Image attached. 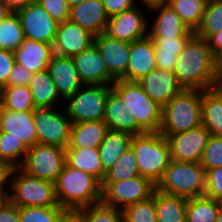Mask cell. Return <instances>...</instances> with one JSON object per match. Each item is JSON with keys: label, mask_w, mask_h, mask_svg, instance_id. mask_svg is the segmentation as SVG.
I'll return each mask as SVG.
<instances>
[{"label": "cell", "mask_w": 222, "mask_h": 222, "mask_svg": "<svg viewBox=\"0 0 222 222\" xmlns=\"http://www.w3.org/2000/svg\"><path fill=\"white\" fill-rule=\"evenodd\" d=\"M174 74L184 89L216 88V58L208 41L194 34L177 57Z\"/></svg>", "instance_id": "6da1fadb"}, {"label": "cell", "mask_w": 222, "mask_h": 222, "mask_svg": "<svg viewBox=\"0 0 222 222\" xmlns=\"http://www.w3.org/2000/svg\"><path fill=\"white\" fill-rule=\"evenodd\" d=\"M59 206L66 211H78L102 200L101 182L93 175L70 167L67 163L55 181Z\"/></svg>", "instance_id": "7a4b0ae2"}, {"label": "cell", "mask_w": 222, "mask_h": 222, "mask_svg": "<svg viewBox=\"0 0 222 222\" xmlns=\"http://www.w3.org/2000/svg\"><path fill=\"white\" fill-rule=\"evenodd\" d=\"M202 124V90L183 89L162 108L161 135H173Z\"/></svg>", "instance_id": "3957f363"}, {"label": "cell", "mask_w": 222, "mask_h": 222, "mask_svg": "<svg viewBox=\"0 0 222 222\" xmlns=\"http://www.w3.org/2000/svg\"><path fill=\"white\" fill-rule=\"evenodd\" d=\"M131 147L135 152L140 176L155 185L162 179L171 161L170 145L159 132L133 135Z\"/></svg>", "instance_id": "277c9868"}, {"label": "cell", "mask_w": 222, "mask_h": 222, "mask_svg": "<svg viewBox=\"0 0 222 222\" xmlns=\"http://www.w3.org/2000/svg\"><path fill=\"white\" fill-rule=\"evenodd\" d=\"M156 189L186 199L205 195L206 170L200 162L171 160Z\"/></svg>", "instance_id": "5b68a950"}, {"label": "cell", "mask_w": 222, "mask_h": 222, "mask_svg": "<svg viewBox=\"0 0 222 222\" xmlns=\"http://www.w3.org/2000/svg\"><path fill=\"white\" fill-rule=\"evenodd\" d=\"M112 88L121 96L143 132L160 131L162 107L145 93L137 81L119 79L112 84Z\"/></svg>", "instance_id": "8992f818"}, {"label": "cell", "mask_w": 222, "mask_h": 222, "mask_svg": "<svg viewBox=\"0 0 222 222\" xmlns=\"http://www.w3.org/2000/svg\"><path fill=\"white\" fill-rule=\"evenodd\" d=\"M14 172L20 173L13 178L12 183H8L13 191L8 195L11 203L18 207L59 206L54 183L32 177L20 168H14Z\"/></svg>", "instance_id": "52a82bcc"}, {"label": "cell", "mask_w": 222, "mask_h": 222, "mask_svg": "<svg viewBox=\"0 0 222 222\" xmlns=\"http://www.w3.org/2000/svg\"><path fill=\"white\" fill-rule=\"evenodd\" d=\"M84 86L66 99L69 102L65 111L72 124L104 120L106 101L112 85Z\"/></svg>", "instance_id": "ba28073f"}, {"label": "cell", "mask_w": 222, "mask_h": 222, "mask_svg": "<svg viewBox=\"0 0 222 222\" xmlns=\"http://www.w3.org/2000/svg\"><path fill=\"white\" fill-rule=\"evenodd\" d=\"M101 186V202L119 210L149 199L156 189L150 179L140 175L121 181H102Z\"/></svg>", "instance_id": "9c48e42d"}, {"label": "cell", "mask_w": 222, "mask_h": 222, "mask_svg": "<svg viewBox=\"0 0 222 222\" xmlns=\"http://www.w3.org/2000/svg\"><path fill=\"white\" fill-rule=\"evenodd\" d=\"M66 165V148L37 143L28 151L19 167L28 175L55 183Z\"/></svg>", "instance_id": "30bf717a"}, {"label": "cell", "mask_w": 222, "mask_h": 222, "mask_svg": "<svg viewBox=\"0 0 222 222\" xmlns=\"http://www.w3.org/2000/svg\"><path fill=\"white\" fill-rule=\"evenodd\" d=\"M55 108H35L33 111L37 142L66 148L70 142L72 123L66 111L63 115Z\"/></svg>", "instance_id": "8fae6325"}, {"label": "cell", "mask_w": 222, "mask_h": 222, "mask_svg": "<svg viewBox=\"0 0 222 222\" xmlns=\"http://www.w3.org/2000/svg\"><path fill=\"white\" fill-rule=\"evenodd\" d=\"M15 13L25 38L53 45L59 23L38 2H32Z\"/></svg>", "instance_id": "7c38bea8"}, {"label": "cell", "mask_w": 222, "mask_h": 222, "mask_svg": "<svg viewBox=\"0 0 222 222\" xmlns=\"http://www.w3.org/2000/svg\"><path fill=\"white\" fill-rule=\"evenodd\" d=\"M162 136L166 137L169 142L171 160L200 162L211 134L201 124L184 132Z\"/></svg>", "instance_id": "4fadbf2b"}, {"label": "cell", "mask_w": 222, "mask_h": 222, "mask_svg": "<svg viewBox=\"0 0 222 222\" xmlns=\"http://www.w3.org/2000/svg\"><path fill=\"white\" fill-rule=\"evenodd\" d=\"M136 5L109 17L105 33L110 37L132 43L148 36L149 23Z\"/></svg>", "instance_id": "5bb4252c"}, {"label": "cell", "mask_w": 222, "mask_h": 222, "mask_svg": "<svg viewBox=\"0 0 222 222\" xmlns=\"http://www.w3.org/2000/svg\"><path fill=\"white\" fill-rule=\"evenodd\" d=\"M95 36L80 25L66 20L59 23L53 43V53L74 57L94 44Z\"/></svg>", "instance_id": "9a60e30c"}, {"label": "cell", "mask_w": 222, "mask_h": 222, "mask_svg": "<svg viewBox=\"0 0 222 222\" xmlns=\"http://www.w3.org/2000/svg\"><path fill=\"white\" fill-rule=\"evenodd\" d=\"M73 60L84 85H112L116 81L94 44L74 56Z\"/></svg>", "instance_id": "2e32d148"}, {"label": "cell", "mask_w": 222, "mask_h": 222, "mask_svg": "<svg viewBox=\"0 0 222 222\" xmlns=\"http://www.w3.org/2000/svg\"><path fill=\"white\" fill-rule=\"evenodd\" d=\"M94 45L106 62L110 74L116 80L122 79L126 74L131 43L110 37L103 32L95 36Z\"/></svg>", "instance_id": "e0dca14e"}, {"label": "cell", "mask_w": 222, "mask_h": 222, "mask_svg": "<svg viewBox=\"0 0 222 222\" xmlns=\"http://www.w3.org/2000/svg\"><path fill=\"white\" fill-rule=\"evenodd\" d=\"M47 71L56 86L59 96L64 101L84 85L79 77L73 57L53 54L48 63Z\"/></svg>", "instance_id": "ac0fdd59"}, {"label": "cell", "mask_w": 222, "mask_h": 222, "mask_svg": "<svg viewBox=\"0 0 222 222\" xmlns=\"http://www.w3.org/2000/svg\"><path fill=\"white\" fill-rule=\"evenodd\" d=\"M138 83L145 93L162 108L184 88L174 72L156 68L141 78Z\"/></svg>", "instance_id": "d6986e66"}, {"label": "cell", "mask_w": 222, "mask_h": 222, "mask_svg": "<svg viewBox=\"0 0 222 222\" xmlns=\"http://www.w3.org/2000/svg\"><path fill=\"white\" fill-rule=\"evenodd\" d=\"M154 69H156V58L152 38L148 35L132 42L126 74L122 80L138 82Z\"/></svg>", "instance_id": "ffe728a7"}, {"label": "cell", "mask_w": 222, "mask_h": 222, "mask_svg": "<svg viewBox=\"0 0 222 222\" xmlns=\"http://www.w3.org/2000/svg\"><path fill=\"white\" fill-rule=\"evenodd\" d=\"M0 132H7V136L21 139L28 148L38 143L33 111L15 112L0 104Z\"/></svg>", "instance_id": "44dd1931"}, {"label": "cell", "mask_w": 222, "mask_h": 222, "mask_svg": "<svg viewBox=\"0 0 222 222\" xmlns=\"http://www.w3.org/2000/svg\"><path fill=\"white\" fill-rule=\"evenodd\" d=\"M69 20L96 36L105 32L109 16L102 0H85L70 7Z\"/></svg>", "instance_id": "7402d4cb"}, {"label": "cell", "mask_w": 222, "mask_h": 222, "mask_svg": "<svg viewBox=\"0 0 222 222\" xmlns=\"http://www.w3.org/2000/svg\"><path fill=\"white\" fill-rule=\"evenodd\" d=\"M103 121L111 130L127 132L131 135L144 133L137 126L134 115L129 112L121 96L113 88L108 94Z\"/></svg>", "instance_id": "603a6c76"}, {"label": "cell", "mask_w": 222, "mask_h": 222, "mask_svg": "<svg viewBox=\"0 0 222 222\" xmlns=\"http://www.w3.org/2000/svg\"><path fill=\"white\" fill-rule=\"evenodd\" d=\"M53 54L51 44L28 38H24L20 46L13 51L15 63L32 73L47 69Z\"/></svg>", "instance_id": "cb8c5ba5"}, {"label": "cell", "mask_w": 222, "mask_h": 222, "mask_svg": "<svg viewBox=\"0 0 222 222\" xmlns=\"http://www.w3.org/2000/svg\"><path fill=\"white\" fill-rule=\"evenodd\" d=\"M158 10L156 18L150 29L148 35L150 37H192L195 32L191 31L177 13L168 5H157L149 8V10Z\"/></svg>", "instance_id": "d4e9b609"}, {"label": "cell", "mask_w": 222, "mask_h": 222, "mask_svg": "<svg viewBox=\"0 0 222 222\" xmlns=\"http://www.w3.org/2000/svg\"><path fill=\"white\" fill-rule=\"evenodd\" d=\"M108 130L103 120L73 123L66 148H98Z\"/></svg>", "instance_id": "484cf974"}, {"label": "cell", "mask_w": 222, "mask_h": 222, "mask_svg": "<svg viewBox=\"0 0 222 222\" xmlns=\"http://www.w3.org/2000/svg\"><path fill=\"white\" fill-rule=\"evenodd\" d=\"M66 163L96 177L101 183L106 176L98 148H66Z\"/></svg>", "instance_id": "4316f807"}, {"label": "cell", "mask_w": 222, "mask_h": 222, "mask_svg": "<svg viewBox=\"0 0 222 222\" xmlns=\"http://www.w3.org/2000/svg\"><path fill=\"white\" fill-rule=\"evenodd\" d=\"M202 124L211 135L222 137V88L202 90Z\"/></svg>", "instance_id": "83f0119b"}, {"label": "cell", "mask_w": 222, "mask_h": 222, "mask_svg": "<svg viewBox=\"0 0 222 222\" xmlns=\"http://www.w3.org/2000/svg\"><path fill=\"white\" fill-rule=\"evenodd\" d=\"M133 135L109 129L98 147L101 163L107 172L131 146Z\"/></svg>", "instance_id": "f1b7e54d"}, {"label": "cell", "mask_w": 222, "mask_h": 222, "mask_svg": "<svg viewBox=\"0 0 222 222\" xmlns=\"http://www.w3.org/2000/svg\"><path fill=\"white\" fill-rule=\"evenodd\" d=\"M154 42L156 68L174 72L177 57L191 37H151Z\"/></svg>", "instance_id": "f546056e"}, {"label": "cell", "mask_w": 222, "mask_h": 222, "mask_svg": "<svg viewBox=\"0 0 222 222\" xmlns=\"http://www.w3.org/2000/svg\"><path fill=\"white\" fill-rule=\"evenodd\" d=\"M157 222H186L187 199L154 190Z\"/></svg>", "instance_id": "4dcf8cb0"}, {"label": "cell", "mask_w": 222, "mask_h": 222, "mask_svg": "<svg viewBox=\"0 0 222 222\" xmlns=\"http://www.w3.org/2000/svg\"><path fill=\"white\" fill-rule=\"evenodd\" d=\"M28 87L32 93L34 105L36 108L55 107L60 99L56 86L47 69L33 73Z\"/></svg>", "instance_id": "1f68e13d"}, {"label": "cell", "mask_w": 222, "mask_h": 222, "mask_svg": "<svg viewBox=\"0 0 222 222\" xmlns=\"http://www.w3.org/2000/svg\"><path fill=\"white\" fill-rule=\"evenodd\" d=\"M221 202L205 195L187 199L186 222H215Z\"/></svg>", "instance_id": "d6a6232c"}, {"label": "cell", "mask_w": 222, "mask_h": 222, "mask_svg": "<svg viewBox=\"0 0 222 222\" xmlns=\"http://www.w3.org/2000/svg\"><path fill=\"white\" fill-rule=\"evenodd\" d=\"M0 104L15 112L34 111L35 105L28 86H9L0 90Z\"/></svg>", "instance_id": "836d02e7"}, {"label": "cell", "mask_w": 222, "mask_h": 222, "mask_svg": "<svg viewBox=\"0 0 222 222\" xmlns=\"http://www.w3.org/2000/svg\"><path fill=\"white\" fill-rule=\"evenodd\" d=\"M208 0H170L172 8L193 32L199 28Z\"/></svg>", "instance_id": "e575fe53"}, {"label": "cell", "mask_w": 222, "mask_h": 222, "mask_svg": "<svg viewBox=\"0 0 222 222\" xmlns=\"http://www.w3.org/2000/svg\"><path fill=\"white\" fill-rule=\"evenodd\" d=\"M139 175L136 155L130 146L107 171L103 181H121Z\"/></svg>", "instance_id": "d590c367"}, {"label": "cell", "mask_w": 222, "mask_h": 222, "mask_svg": "<svg viewBox=\"0 0 222 222\" xmlns=\"http://www.w3.org/2000/svg\"><path fill=\"white\" fill-rule=\"evenodd\" d=\"M24 38L20 20L13 12L0 24V49L15 51Z\"/></svg>", "instance_id": "8d00e7d4"}, {"label": "cell", "mask_w": 222, "mask_h": 222, "mask_svg": "<svg viewBox=\"0 0 222 222\" xmlns=\"http://www.w3.org/2000/svg\"><path fill=\"white\" fill-rule=\"evenodd\" d=\"M222 30V0H208L202 22L195 34L207 40Z\"/></svg>", "instance_id": "74e56055"}, {"label": "cell", "mask_w": 222, "mask_h": 222, "mask_svg": "<svg viewBox=\"0 0 222 222\" xmlns=\"http://www.w3.org/2000/svg\"><path fill=\"white\" fill-rule=\"evenodd\" d=\"M27 151L28 147L21 139L7 136V132H0V160L10 163L14 168H19Z\"/></svg>", "instance_id": "f35d334b"}, {"label": "cell", "mask_w": 222, "mask_h": 222, "mask_svg": "<svg viewBox=\"0 0 222 222\" xmlns=\"http://www.w3.org/2000/svg\"><path fill=\"white\" fill-rule=\"evenodd\" d=\"M67 211L61 206L19 207L20 222H59Z\"/></svg>", "instance_id": "ab89813d"}, {"label": "cell", "mask_w": 222, "mask_h": 222, "mask_svg": "<svg viewBox=\"0 0 222 222\" xmlns=\"http://www.w3.org/2000/svg\"><path fill=\"white\" fill-rule=\"evenodd\" d=\"M76 212L84 222H123L122 210L104 205L102 202Z\"/></svg>", "instance_id": "60d3db41"}, {"label": "cell", "mask_w": 222, "mask_h": 222, "mask_svg": "<svg viewBox=\"0 0 222 222\" xmlns=\"http://www.w3.org/2000/svg\"><path fill=\"white\" fill-rule=\"evenodd\" d=\"M122 213L123 222H157L154 192L149 199L124 208Z\"/></svg>", "instance_id": "b9f144b4"}, {"label": "cell", "mask_w": 222, "mask_h": 222, "mask_svg": "<svg viewBox=\"0 0 222 222\" xmlns=\"http://www.w3.org/2000/svg\"><path fill=\"white\" fill-rule=\"evenodd\" d=\"M201 165L207 171L217 167H222V137L211 135L203 156L200 161Z\"/></svg>", "instance_id": "7bdbcfd3"}, {"label": "cell", "mask_w": 222, "mask_h": 222, "mask_svg": "<svg viewBox=\"0 0 222 222\" xmlns=\"http://www.w3.org/2000/svg\"><path fill=\"white\" fill-rule=\"evenodd\" d=\"M205 196L222 201V167L206 171Z\"/></svg>", "instance_id": "ee69618b"}, {"label": "cell", "mask_w": 222, "mask_h": 222, "mask_svg": "<svg viewBox=\"0 0 222 222\" xmlns=\"http://www.w3.org/2000/svg\"><path fill=\"white\" fill-rule=\"evenodd\" d=\"M38 3L58 23L69 20L70 7L67 0H39Z\"/></svg>", "instance_id": "f6af8a7d"}, {"label": "cell", "mask_w": 222, "mask_h": 222, "mask_svg": "<svg viewBox=\"0 0 222 222\" xmlns=\"http://www.w3.org/2000/svg\"><path fill=\"white\" fill-rule=\"evenodd\" d=\"M14 64L13 51L0 49V90L6 87L9 74Z\"/></svg>", "instance_id": "bcb514c9"}, {"label": "cell", "mask_w": 222, "mask_h": 222, "mask_svg": "<svg viewBox=\"0 0 222 222\" xmlns=\"http://www.w3.org/2000/svg\"><path fill=\"white\" fill-rule=\"evenodd\" d=\"M33 73L25 69L23 66L14 64L11 73L9 74L6 87L9 86H28Z\"/></svg>", "instance_id": "7dc6e473"}, {"label": "cell", "mask_w": 222, "mask_h": 222, "mask_svg": "<svg viewBox=\"0 0 222 222\" xmlns=\"http://www.w3.org/2000/svg\"><path fill=\"white\" fill-rule=\"evenodd\" d=\"M108 16L122 13L134 7L136 0H102Z\"/></svg>", "instance_id": "c3c4849f"}, {"label": "cell", "mask_w": 222, "mask_h": 222, "mask_svg": "<svg viewBox=\"0 0 222 222\" xmlns=\"http://www.w3.org/2000/svg\"><path fill=\"white\" fill-rule=\"evenodd\" d=\"M0 222H20L19 207L8 199L0 207Z\"/></svg>", "instance_id": "681fc988"}, {"label": "cell", "mask_w": 222, "mask_h": 222, "mask_svg": "<svg viewBox=\"0 0 222 222\" xmlns=\"http://www.w3.org/2000/svg\"><path fill=\"white\" fill-rule=\"evenodd\" d=\"M13 175H16L14 167L10 163L0 160V193L4 194L7 198L10 190L6 191L5 184L11 177L13 178Z\"/></svg>", "instance_id": "f907efd6"}, {"label": "cell", "mask_w": 222, "mask_h": 222, "mask_svg": "<svg viewBox=\"0 0 222 222\" xmlns=\"http://www.w3.org/2000/svg\"><path fill=\"white\" fill-rule=\"evenodd\" d=\"M207 41L213 56L216 58L222 53V30L212 34Z\"/></svg>", "instance_id": "816d5d0a"}, {"label": "cell", "mask_w": 222, "mask_h": 222, "mask_svg": "<svg viewBox=\"0 0 222 222\" xmlns=\"http://www.w3.org/2000/svg\"><path fill=\"white\" fill-rule=\"evenodd\" d=\"M3 2L13 11H17L21 8L28 6L32 3L31 0H3Z\"/></svg>", "instance_id": "f5cc1de1"}, {"label": "cell", "mask_w": 222, "mask_h": 222, "mask_svg": "<svg viewBox=\"0 0 222 222\" xmlns=\"http://www.w3.org/2000/svg\"><path fill=\"white\" fill-rule=\"evenodd\" d=\"M216 88H222V53L216 57Z\"/></svg>", "instance_id": "db71d44e"}, {"label": "cell", "mask_w": 222, "mask_h": 222, "mask_svg": "<svg viewBox=\"0 0 222 222\" xmlns=\"http://www.w3.org/2000/svg\"><path fill=\"white\" fill-rule=\"evenodd\" d=\"M59 222H84L82 217L75 211H67Z\"/></svg>", "instance_id": "11a10c76"}, {"label": "cell", "mask_w": 222, "mask_h": 222, "mask_svg": "<svg viewBox=\"0 0 222 222\" xmlns=\"http://www.w3.org/2000/svg\"><path fill=\"white\" fill-rule=\"evenodd\" d=\"M12 13L13 11L3 2V0H0V24Z\"/></svg>", "instance_id": "9f6ffc18"}, {"label": "cell", "mask_w": 222, "mask_h": 222, "mask_svg": "<svg viewBox=\"0 0 222 222\" xmlns=\"http://www.w3.org/2000/svg\"><path fill=\"white\" fill-rule=\"evenodd\" d=\"M142 2L149 9L157 5H168L170 0H142Z\"/></svg>", "instance_id": "6f0895ef"}, {"label": "cell", "mask_w": 222, "mask_h": 222, "mask_svg": "<svg viewBox=\"0 0 222 222\" xmlns=\"http://www.w3.org/2000/svg\"><path fill=\"white\" fill-rule=\"evenodd\" d=\"M85 0H67L69 7H73L77 4H81Z\"/></svg>", "instance_id": "680465c9"}, {"label": "cell", "mask_w": 222, "mask_h": 222, "mask_svg": "<svg viewBox=\"0 0 222 222\" xmlns=\"http://www.w3.org/2000/svg\"><path fill=\"white\" fill-rule=\"evenodd\" d=\"M215 222H222V202L219 206V210H218L217 218Z\"/></svg>", "instance_id": "91938a15"}, {"label": "cell", "mask_w": 222, "mask_h": 222, "mask_svg": "<svg viewBox=\"0 0 222 222\" xmlns=\"http://www.w3.org/2000/svg\"><path fill=\"white\" fill-rule=\"evenodd\" d=\"M8 198L0 193V207L3 205V203L7 200Z\"/></svg>", "instance_id": "94428289"}]
</instances>
